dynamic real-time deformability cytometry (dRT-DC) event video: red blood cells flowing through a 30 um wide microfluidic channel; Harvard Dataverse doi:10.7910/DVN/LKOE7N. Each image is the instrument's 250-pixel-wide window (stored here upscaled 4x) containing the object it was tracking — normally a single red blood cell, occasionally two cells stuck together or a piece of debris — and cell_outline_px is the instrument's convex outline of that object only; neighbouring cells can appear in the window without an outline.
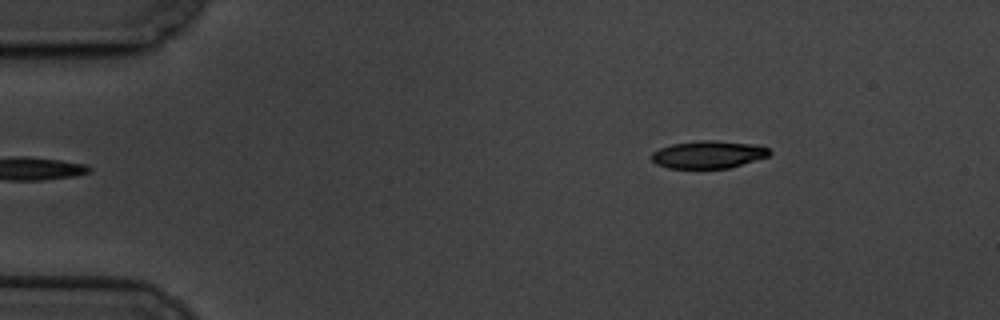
{"species": "common noctule bat (a hibernating species)", "species_latin": "Nyctalus noctula", "temperature_condition": "cold", "stored_images_in_passage": 7, "camera_frame_rate_fps": 3000, "um_per_image_px": 0.085, "animal": {"sex": "male", "body_mass_g": 19.5, "forearm_length_mm": 54.6}, "frame": {"image": 1, "passage_image": 1, "time_ms": 0.0, "image_size_px": [1000, 320], "cell_outline_px": [[772, 152], [768, 156], [728, 168], [668, 168], [656, 164], [648, 156], [652, 152], [660, 148], [672, 144], [700, 140], [712, 140], [760, 144], [768, 148]], "centroid_in_image_um": [60.19, 13.12], "position_along_channel_um": 24.8, "area_um2": 19.07}}
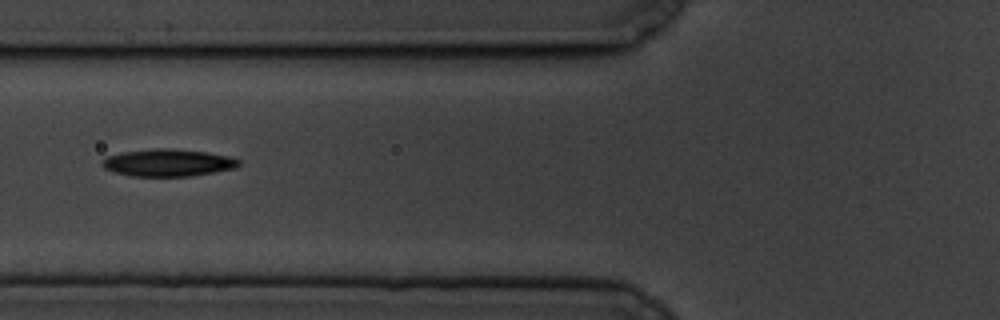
{"frame": {"image": 2, "passage_image": 5, "time_ms": 4.667, "image_size_px": [1000, 320], "cell_outline_px": [[240, 164], [236, 168], [192, 176], [128, 176], [104, 168], [100, 164], [100, 160], [108, 156], [120, 152], [156, 148], [172, 148], [208, 152], [228, 156], [240, 160]], "centroid_in_image_um": [14.26, 13.82], "position_along_channel_um": 111.5, "area_um2": 21.91}}
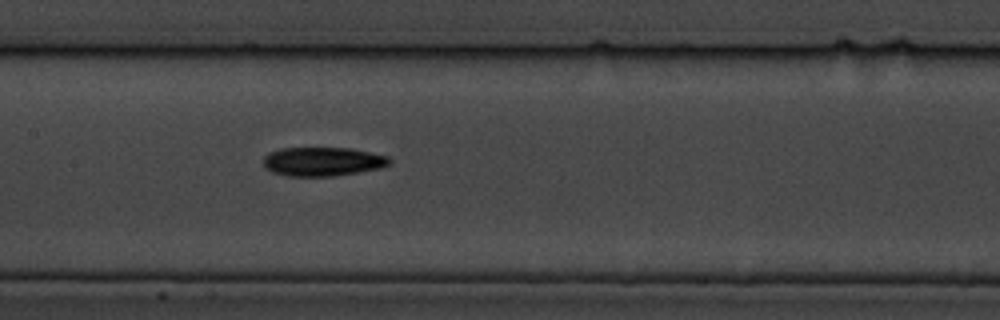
{"frame": {"image": 3, "passage_image": 7, "time_ms": 6.667, "image_size_px": [1000, 320], "cell_outline_px": [[392, 164], [380, 168], [332, 176], [288, 176], [272, 172], [264, 168], [264, 156], [268, 152], [280, 148], [352, 148], [388, 156], [392, 160]], "centroid_in_image_um": [27.42, 13.72], "position_along_channel_um": 180.0, "area_um2": 21.39}}